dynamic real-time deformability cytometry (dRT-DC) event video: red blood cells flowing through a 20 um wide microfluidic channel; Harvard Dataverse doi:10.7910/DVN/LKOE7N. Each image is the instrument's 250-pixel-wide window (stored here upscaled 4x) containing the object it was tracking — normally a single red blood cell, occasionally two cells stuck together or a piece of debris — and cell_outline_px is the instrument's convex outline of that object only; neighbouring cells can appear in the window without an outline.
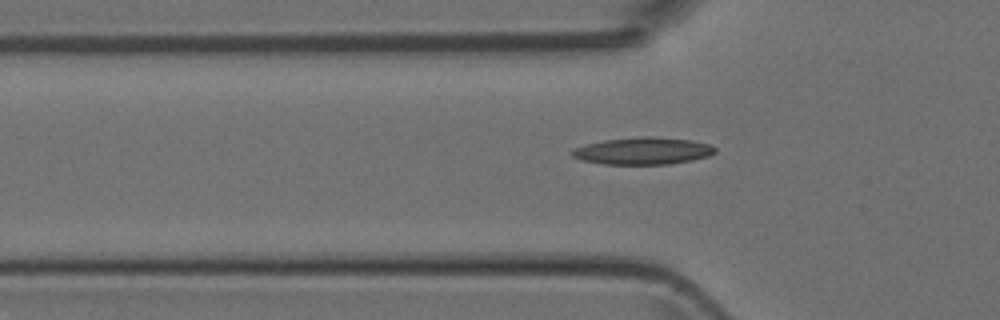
{"species": "Egyptian fruit bat (a non-hibernating species)", "species_latin": "Rousettus aegyptiacus", "temperature_condition": "room temperature", "stored_images_in_passage": 33, "camera_frame_rate_fps": 3000, "um_per_image_px": 0.085, "animal": {"sex": "female"}, "frame": {"image": 1, "passage_image": 2, "time_ms": 0.333, "image_size_px": [1000, 320], "cell_outline_px": [[716, 152], [708, 156], [692, 160], [668, 164], [604, 164], [580, 160], [572, 156], [572, 148], [604, 140], [640, 136], [652, 136], [692, 140], [712, 144], [716, 148]], "centroid_in_image_um": [54.67, 12.82], "position_along_channel_um": 71.1, "area_um2": 22.72}}
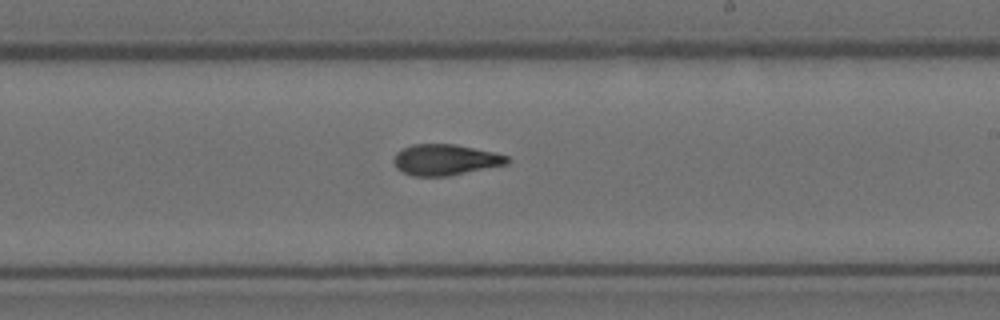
{"frame": {"image": 2, "passage_image": 15, "time_ms": 4.667, "image_size_px": [1000, 320], "cell_outline_px": [[508, 164], [448, 176], [412, 176], [396, 168], [392, 160], [396, 152], [412, 144], [456, 144], [492, 152], [508, 156]], "centroid_in_image_um": [37.81, 13.58], "position_along_channel_um": 251.2, "area_um2": 20.4}}
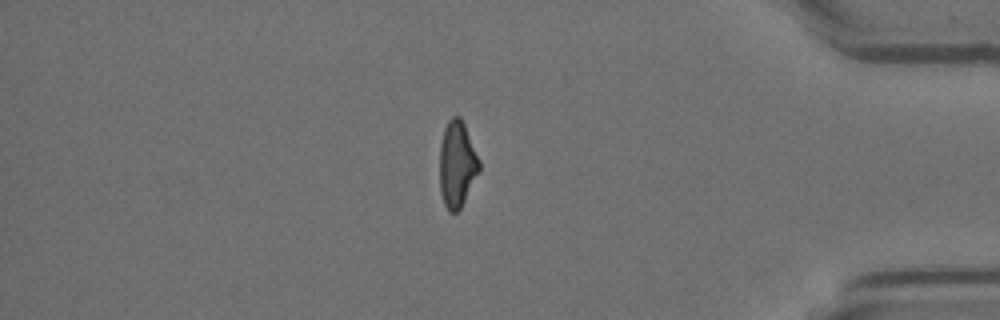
{"frame": {"image": 3, "passage_image": 28, "time_ms": 9.0, "image_size_px": [1000, 320], "cell_outline_px": [[480, 172], [460, 208], [456, 212], [448, 212], [444, 204], [440, 192], [440, 144], [444, 128], [448, 120], [452, 116], [460, 116], [464, 124], [480, 160]], "centroid_in_image_um": [38.85, 13.96], "position_along_channel_um": 396.3, "area_um2": 20.0}}